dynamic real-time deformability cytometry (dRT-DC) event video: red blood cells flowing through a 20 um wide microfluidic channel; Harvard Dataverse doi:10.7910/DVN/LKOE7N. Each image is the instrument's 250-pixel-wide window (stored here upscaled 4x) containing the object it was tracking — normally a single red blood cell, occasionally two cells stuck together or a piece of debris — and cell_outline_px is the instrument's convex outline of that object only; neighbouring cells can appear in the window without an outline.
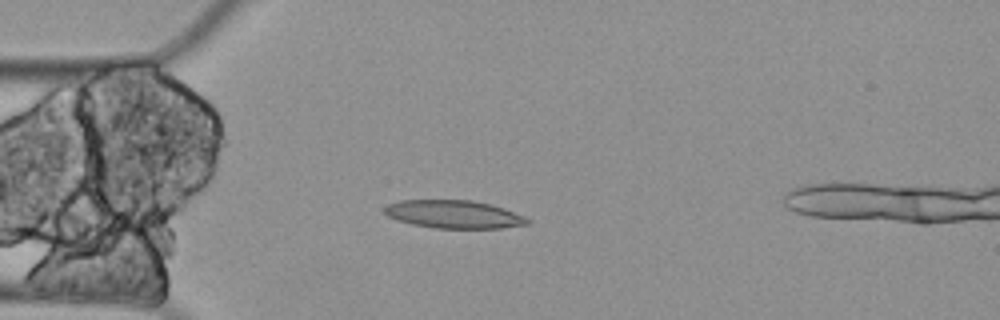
{"species": "Egyptian fruit bat (a non-hibernating species)", "species_latin": "Rousettus aegyptiacus", "temperature_condition": "cold", "stored_images_in_passage": 4, "camera_frame_rate_fps": 3000, "um_per_image_px": 0.085, "animal": {"sex": "female"}, "frame": {"image": 1, "passage_image": 4, "time_ms": 1.0, "image_size_px": [1000, 320], "cell_outline_px": [[532, 220], [528, 224], [500, 228], [436, 228], [412, 224], [388, 216], [384, 212], [384, 208], [388, 204], [400, 200], [472, 200], [492, 204], [504, 208], [524, 216]], "centroid_in_image_um": [38.61, 18.21], "position_along_channel_um": 46.4, "area_um2": 23.29}}